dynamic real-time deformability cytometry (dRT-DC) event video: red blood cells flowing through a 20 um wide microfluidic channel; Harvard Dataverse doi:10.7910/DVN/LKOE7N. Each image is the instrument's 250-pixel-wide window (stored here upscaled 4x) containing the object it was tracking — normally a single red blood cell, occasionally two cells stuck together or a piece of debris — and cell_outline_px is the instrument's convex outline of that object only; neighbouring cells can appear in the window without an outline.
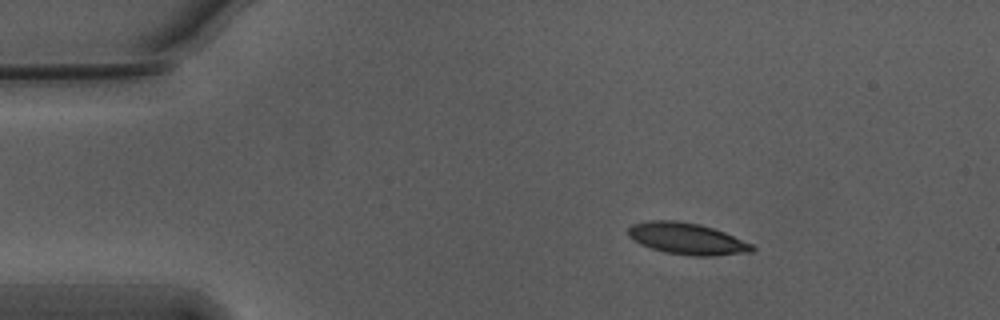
{"species": "Egyptian fruit bat (a non-hibernating species)", "species_latin": "Rousettus aegyptiacus", "temperature_condition": "warm", "stored_images_in_passage": 37, "camera_frame_rate_fps": 3000, "um_per_image_px": 0.085, "animal": {"sex": "male"}, "frame": {"image": 1, "passage_image": 1, "time_ms": 0.0, "image_size_px": [1000, 320], "cell_outline_px": [[756, 248], [752, 252], [712, 256], [688, 256], [664, 252], [640, 244], [632, 240], [628, 236], [628, 228], [632, 224], [652, 220], [672, 220], [700, 224], [724, 232], [752, 244]], "centroid_in_image_um": [58.38, 20.3], "position_along_channel_um": 26.6, "area_um2": 22.83}}
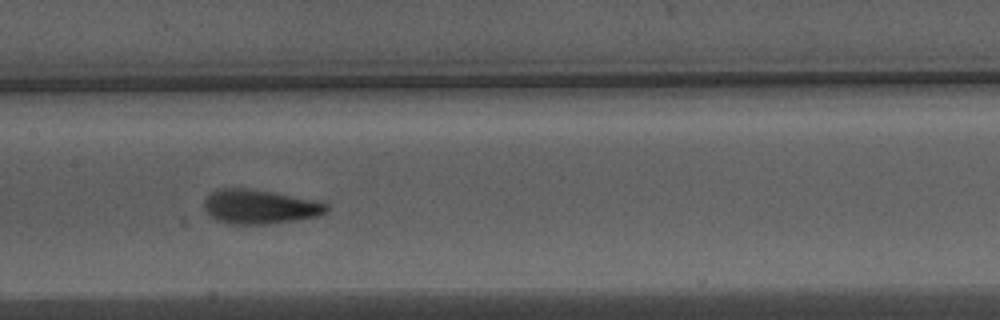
{"frame": {"image": 2, "passage_image": 19, "time_ms": 6.0, "image_size_px": [1000, 320], "cell_outline_px": [[328, 212], [316, 216], [268, 224], [224, 224], [216, 220], [204, 208], [204, 200], [212, 192], [220, 188], [248, 188], [272, 192], [316, 200], [328, 204]], "centroid_in_image_um": [22.06, 17.57], "position_along_channel_um": 185.3, "area_um2": 24.33}}
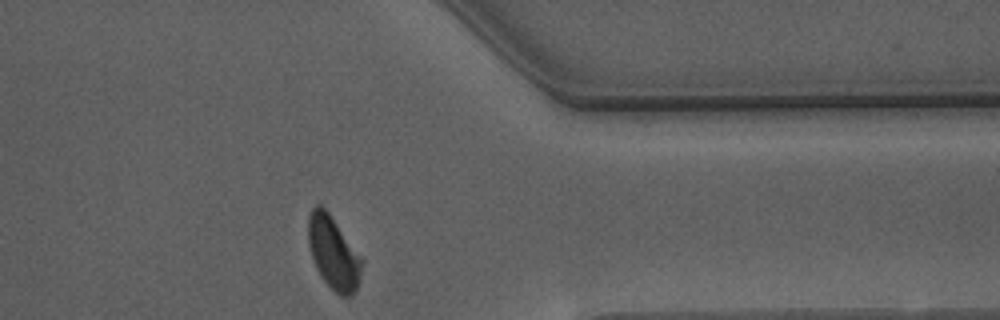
{"frame": {"image": 3, "passage_image": 36, "time_ms": 11.667, "image_size_px": [1000, 320], "cell_outline_px": [[364, 260], [360, 280], [356, 292], [352, 296], [340, 296], [320, 276], [312, 260], [308, 244], [308, 216], [312, 208], [316, 204], [320, 204], [328, 212]], "centroid_in_image_um": [28.34, 21.51], "position_along_channel_um": 383.1, "area_um2": 22.95}, "authors_computed_cell_mechanics": {"area_um2": 23.6402, "velocity_mm_per_s": 3.7311, "shape_relaxation_time_tau1_ms": 3.985, "shape_relaxation_time_tau2_ms": 0.836, "deformation_change_tau1": 0.1665, "deformation_change_tau2": 0.0643}}